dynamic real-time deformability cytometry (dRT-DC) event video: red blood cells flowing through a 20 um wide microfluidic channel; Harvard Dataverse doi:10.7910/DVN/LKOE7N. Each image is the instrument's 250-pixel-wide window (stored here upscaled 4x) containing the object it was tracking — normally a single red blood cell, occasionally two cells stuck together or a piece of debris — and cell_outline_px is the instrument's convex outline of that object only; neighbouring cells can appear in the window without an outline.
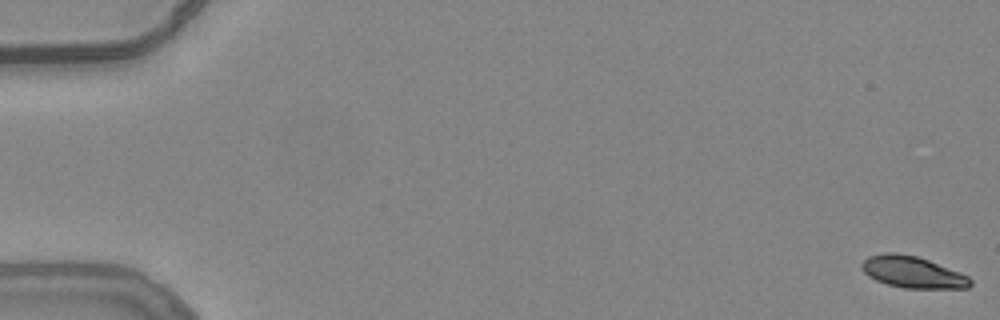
{"species": "common noctule bat (a hibernating species)", "species_latin": "Nyctalus noctula", "temperature_condition": "warm", "stored_images_in_passage": 55, "camera_frame_rate_fps": 3000, "um_per_image_px": 0.085, "animal": {"sex": "female", "body_mass_g": 24.6, "forearm_length_mm": 56.2}, "frame": {"image": 1, "passage_image": 1, "time_ms": 0.0, "image_size_px": [1000, 320], "cell_outline_px": [[972, 284], [968, 288], [904, 288], [888, 284], [876, 280], [868, 276], [864, 272], [860, 264], [868, 256], [884, 252], [892, 252], [916, 256], [928, 260], [960, 272], [968, 276], [972, 280]], "centroid_in_image_um": [77.57, 23.13], "position_along_channel_um": 7.4, "area_um2": 19.94}}
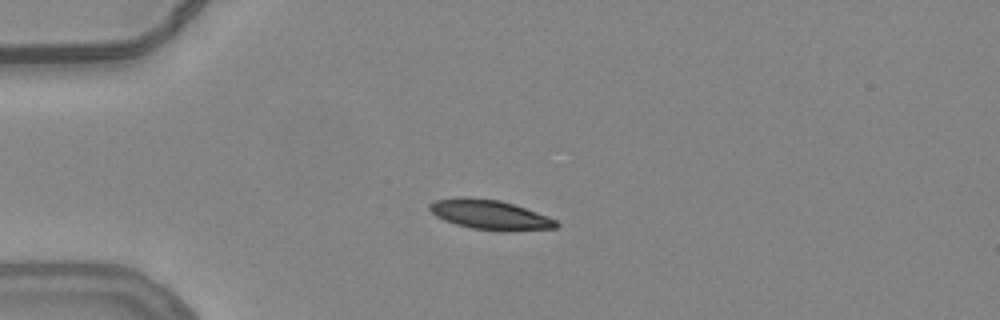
{"frame": {"image": 2, "passage_image": 15, "time_ms": 4.667, "image_size_px": [1000, 320], "cell_outline_px": [[560, 224], [556, 228], [472, 228], [456, 224], [444, 220], [436, 216], [428, 208], [428, 204], [436, 200], [464, 196], [500, 200], [548, 216], [556, 220]], "centroid_in_image_um": [41.55, 18.18], "position_along_channel_um": 43.5, "area_um2": 20.75}}
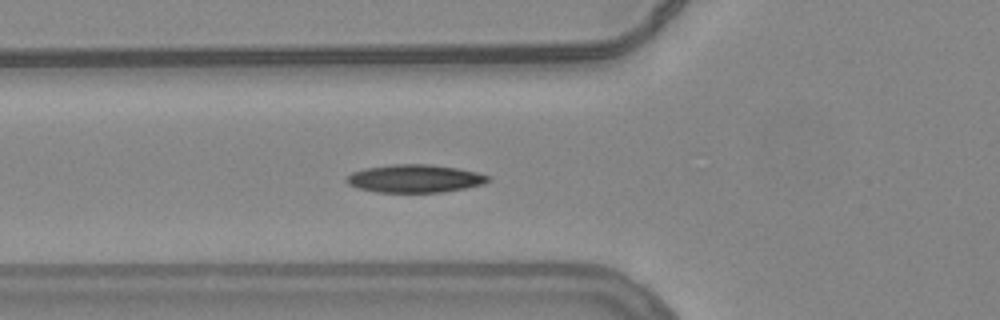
{"frame": {"image": 3, "passage_image": 21, "time_ms": 6.667, "image_size_px": [1000, 320], "cell_outline_px": [[492, 180], [484, 184], [444, 192], [376, 192], [356, 188], [348, 184], [344, 180], [352, 172], [364, 168], [392, 164], [428, 164], [456, 168], [476, 172], [488, 176]], "centroid_in_image_um": [35.23, 15.18], "position_along_channel_um": 90.6, "area_um2": 23.12}, "authors_computed_cell_mechanics": {"area_um2": 21.7328, "velocity_mm_per_s": 3.7802, "shape_relaxation_time_tau1_ms": 6.3956, "shape_relaxation_time_tau2_ms": 2.4123, "deformation_change_tau1": 0.1663, "deformation_change_tau2": 0.0646}}